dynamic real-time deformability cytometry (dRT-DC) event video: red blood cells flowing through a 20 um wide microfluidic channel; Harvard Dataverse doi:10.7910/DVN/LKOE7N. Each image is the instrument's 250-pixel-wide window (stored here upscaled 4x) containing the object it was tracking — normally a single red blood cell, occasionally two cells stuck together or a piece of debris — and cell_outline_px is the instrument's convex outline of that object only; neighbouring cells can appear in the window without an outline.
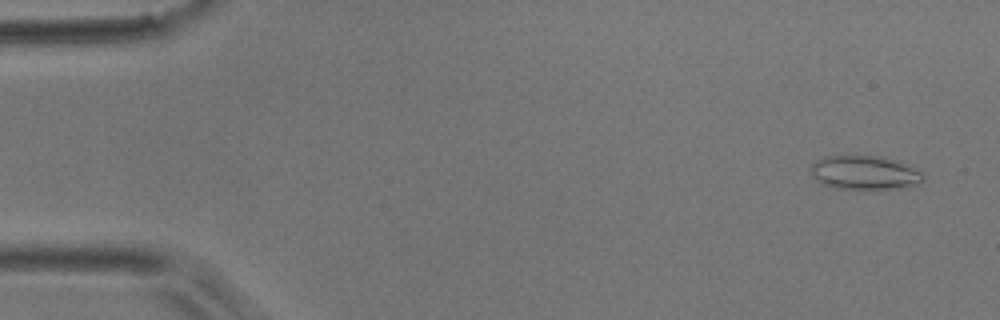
{"species": "common noctule bat (a hibernating species)", "species_latin": "Nyctalus noctula", "temperature_condition": "room temperature", "stored_images_in_passage": 51, "camera_frame_rate_fps": 3000, "um_per_image_px": 0.085, "animal": {"sex": "male", "body_mass_g": 17.9}, "frame": {"image": 1, "passage_image": 3, "time_ms": 0.667, "image_size_px": [1000, 320], "cell_outline_px": [[924, 180], [916, 184], [900, 188], [864, 192], [836, 188], [824, 184], [816, 180], [812, 176], [812, 164], [816, 160], [824, 156], [880, 156], [900, 160], [924, 172]], "centroid_in_image_um": [73.55, 14.71], "position_along_channel_um": 11.5, "area_um2": 23.12}}
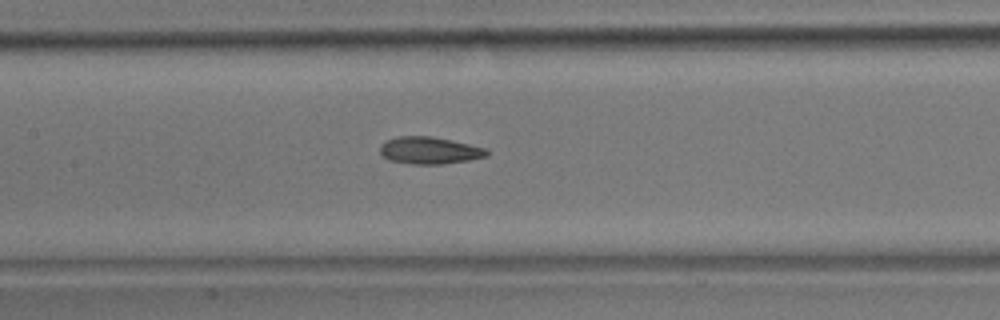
{"frame": {"image": 2, "passage_image": 24, "time_ms": 7.667, "image_size_px": [1000, 320], "cell_outline_px": [[488, 156], [468, 160], [444, 164], [412, 164], [388, 160], [380, 152], [380, 144], [388, 140], [400, 136], [428, 136], [488, 148]], "centroid_in_image_um": [36.51, 12.8], "position_along_channel_um": 170.9, "area_um2": 16.7}}
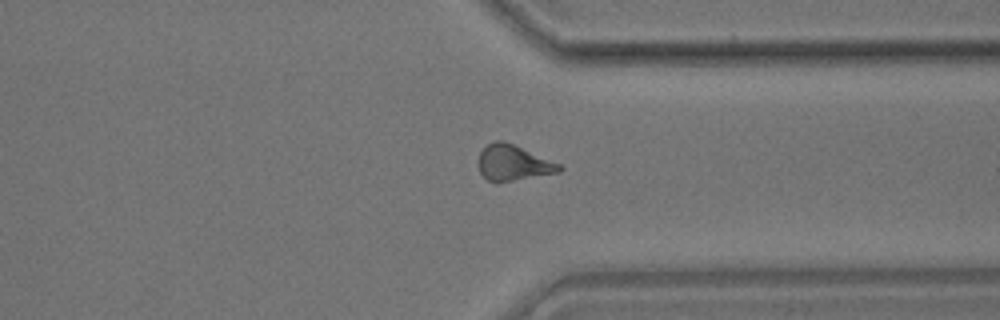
{"frame": {"image": 3, "passage_image": 39, "time_ms": 12.667, "image_size_px": [1000, 320], "cell_outline_px": [[564, 168], [560, 172], [512, 180], [488, 180], [480, 172], [476, 164], [480, 152], [488, 144], [496, 140], [504, 140], [560, 164]], "centroid_in_image_um": [43.61, 13.81], "position_along_channel_um": 367.8, "area_um2": 16.47}, "authors_computed_cell_mechanics": {"area_um2": 16.9932, "velocity_mm_per_s": 3.9555, "shape_relaxation_time_tau1_ms": null, "shape_relaxation_time_tau2_ms": 3.3526, "deformation_change_tau1": null, "deformation_change_tau2": 0.127}}